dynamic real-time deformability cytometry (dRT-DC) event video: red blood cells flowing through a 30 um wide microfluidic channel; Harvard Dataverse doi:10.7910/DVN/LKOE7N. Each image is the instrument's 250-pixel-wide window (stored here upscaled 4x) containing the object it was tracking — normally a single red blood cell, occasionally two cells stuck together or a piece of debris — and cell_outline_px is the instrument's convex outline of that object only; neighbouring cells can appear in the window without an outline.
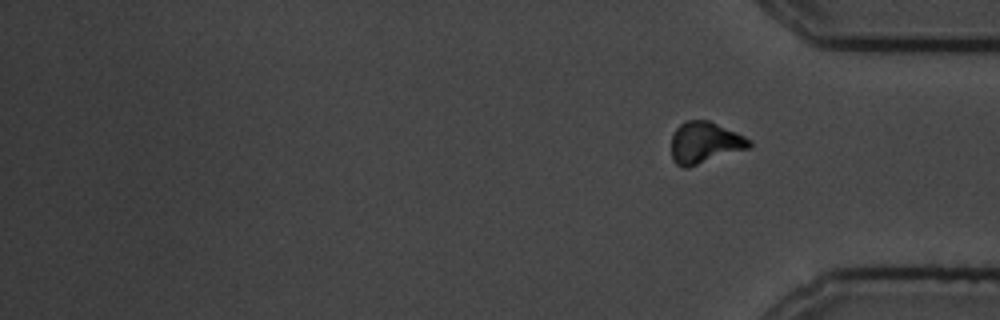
{"species": "common noctule bat (a hibernating species)", "species_latin": "Nyctalus noctula", "temperature_condition": "cold", "stored_images_in_passage": 15, "segment_of_instrument_passage": [2, 2], "camera_frame_rate_fps": 3000, "um_per_image_px": 0.085, "animal": {"sex": "male", "body_mass_g": 19.5, "forearm_length_mm": 54.6}, "frame": {"image": 1, "passage_image": 15, "time_ms": 19.333, "image_size_px": [1000, 320], "cell_outline_px": [[752, 148], [688, 168], [684, 168], [676, 164], [672, 160], [672, 136], [676, 128], [684, 120], [708, 120], [736, 132], [752, 140]], "centroid_in_image_um": [59.93, 12.14], "position_along_channel_um": 375.3, "area_um2": 19.19}}